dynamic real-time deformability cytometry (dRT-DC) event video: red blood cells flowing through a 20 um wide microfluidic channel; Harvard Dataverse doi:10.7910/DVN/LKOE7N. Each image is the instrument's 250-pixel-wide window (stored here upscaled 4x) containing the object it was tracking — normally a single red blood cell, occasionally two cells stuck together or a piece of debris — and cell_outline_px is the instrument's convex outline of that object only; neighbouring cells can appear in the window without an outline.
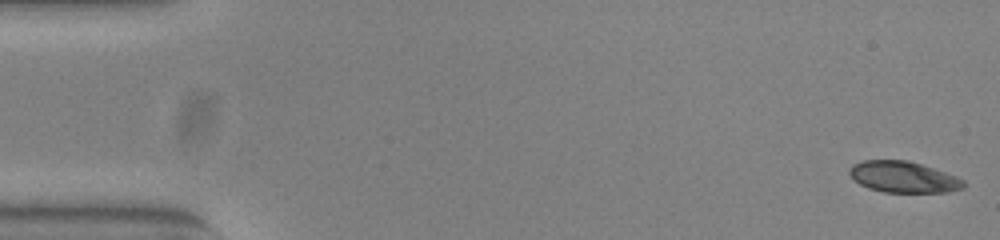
{"species": "common noctule bat (a hibernating species)", "species_latin": "Nyctalus noctula", "temperature_condition": "warm", "stored_images_in_passage": 53, "camera_frame_rate_fps": 3000, "um_per_image_px": 0.085, "animal": {"sex": "female", "body_mass_g": 23.0, "forearm_length_mm": 53.4}, "frame": {"image": 1, "passage_image": 1, "time_ms": 0.0, "image_size_px": [1000, 240], "cell_outline_px": [[964, 188], [948, 192], [884, 192], [868, 188], [852, 180], [848, 172], [852, 164], [864, 160], [908, 160], [956, 176], [964, 180]], "centroid_in_image_um": [76.75, 15.05], "position_along_channel_um": 8.3, "area_um2": 20.75}}
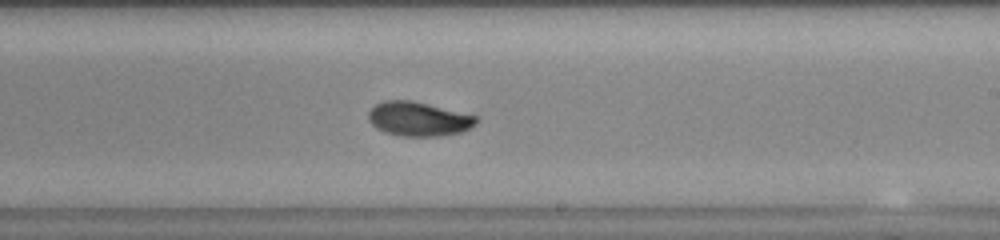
{"frame": {"image": 2, "passage_image": 31, "time_ms": 10.0, "image_size_px": [1000, 240], "cell_outline_px": [[480, 120], [476, 124], [460, 132], [436, 136], [400, 136], [384, 132], [376, 128], [368, 120], [368, 112], [376, 104], [384, 100], [412, 100], [476, 116]], "centroid_in_image_um": [35.54, 10.11], "position_along_channel_um": 253.5, "area_um2": 21.39}}
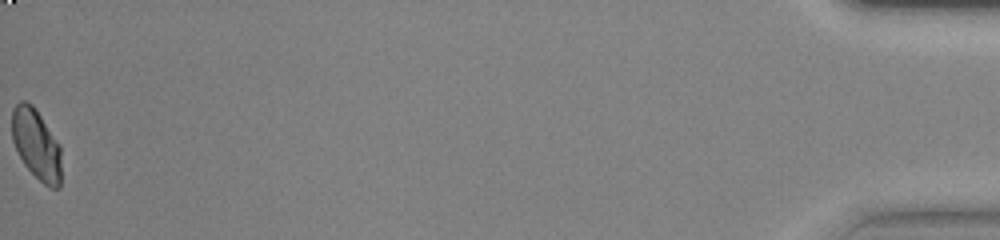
{"frame": {"image": 3, "passage_image": 53, "time_ms": 17.333, "image_size_px": [1000, 240], "cell_outline_px": [[60, 188], [52, 188], [44, 184], [24, 164], [12, 140], [12, 108], [20, 100], [24, 100], [32, 104], [36, 108], [60, 144]], "centroid_in_image_um": [3.08, 12.22], "position_along_channel_um": 432.1, "area_um2": 20.23}, "authors_computed_cell_mechanics": {"area_um2": 21.1548, "velocity_mm_per_s": 3.8644, "shape_relaxation_time_tau1_ms": 3.8679, "shape_relaxation_time_tau2_ms": 1.9863, "deformation_change_tau1": 0.1428, "deformation_change_tau2": 0.0427}}